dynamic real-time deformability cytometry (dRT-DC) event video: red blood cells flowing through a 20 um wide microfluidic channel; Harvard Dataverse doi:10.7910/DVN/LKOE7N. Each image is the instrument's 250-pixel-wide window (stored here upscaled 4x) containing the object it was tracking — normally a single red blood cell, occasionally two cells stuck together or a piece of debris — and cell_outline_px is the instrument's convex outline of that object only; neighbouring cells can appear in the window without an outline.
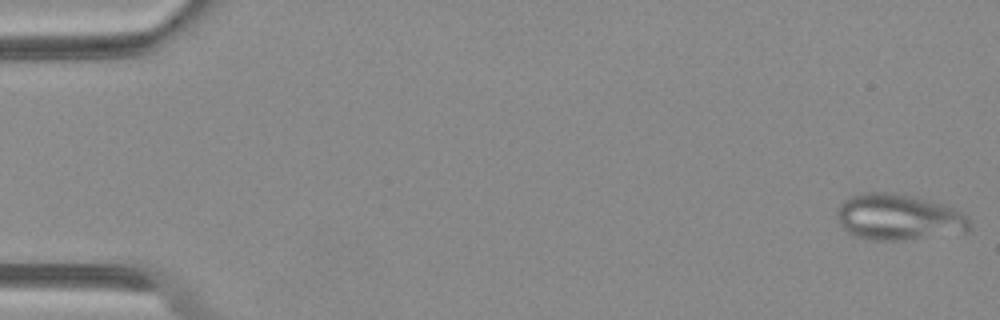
{"species": "Egyptian fruit bat (a non-hibernating species)", "species_latin": "Rousettus aegyptiacus", "temperature_condition": "warm", "stored_images_in_passage": 12, "camera_frame_rate_fps": 3000, "um_per_image_px": 0.085, "animal": {"sex": "female"}, "frame": {"image": 1, "passage_image": 1, "time_ms": 0.0, "image_size_px": [1000, 320], "cell_outline_px": [[972, 228], [968, 232], [904, 240], [868, 240], [852, 236], [840, 224], [836, 216], [836, 212], [840, 204], [848, 196], [864, 192], [892, 192], [940, 204], [952, 208], [968, 216]], "centroid_in_image_um": [76.34, 18.48], "position_along_channel_um": 8.7, "area_um2": 35.72}}